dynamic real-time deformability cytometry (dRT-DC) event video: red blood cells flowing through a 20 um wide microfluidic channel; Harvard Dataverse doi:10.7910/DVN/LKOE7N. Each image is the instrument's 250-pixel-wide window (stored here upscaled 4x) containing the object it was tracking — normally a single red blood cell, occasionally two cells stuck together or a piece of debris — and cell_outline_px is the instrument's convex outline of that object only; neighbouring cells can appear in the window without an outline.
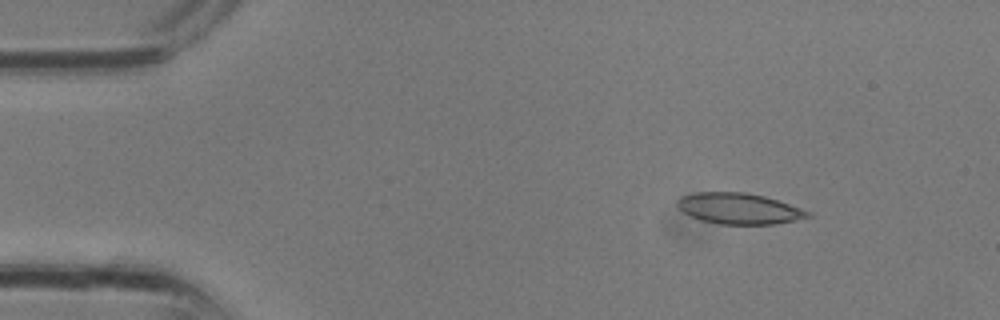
{"species": "common noctule bat (a hibernating species)", "species_latin": "Nyctalus noctula", "temperature_condition": "room temperature", "stored_images_in_passage": 17, "camera_frame_rate_fps": 3000, "um_per_image_px": 0.085, "animal": {"sex": "male", "body_mass_g": 13.3}, "frame": {"image": 1, "passage_image": 2, "time_ms": 0.333, "image_size_px": [1000, 320], "cell_outline_px": [[812, 216], [796, 220], [772, 224], [720, 224], [700, 220], [684, 212], [676, 204], [676, 200], [680, 196], [696, 192], [748, 192], [764, 196], [812, 212]], "centroid_in_image_um": [62.8, 17.72], "position_along_channel_um": 22.2, "area_um2": 23.47}}
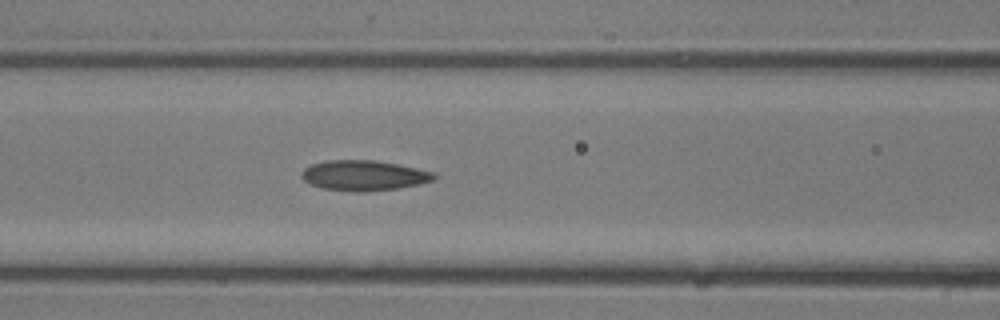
{"frame": {"image": 2, "passage_image": 11, "time_ms": 3.333, "image_size_px": [1000, 320], "cell_outline_px": [[436, 176], [432, 180], [416, 184], [396, 188], [364, 192], [356, 192], [320, 188], [308, 184], [300, 176], [300, 172], [304, 168], [312, 164], [328, 160], [372, 160], [396, 164], [436, 172]], "centroid_in_image_um": [30.86, 14.92], "position_along_channel_um": 135.7, "area_um2": 23.29}}
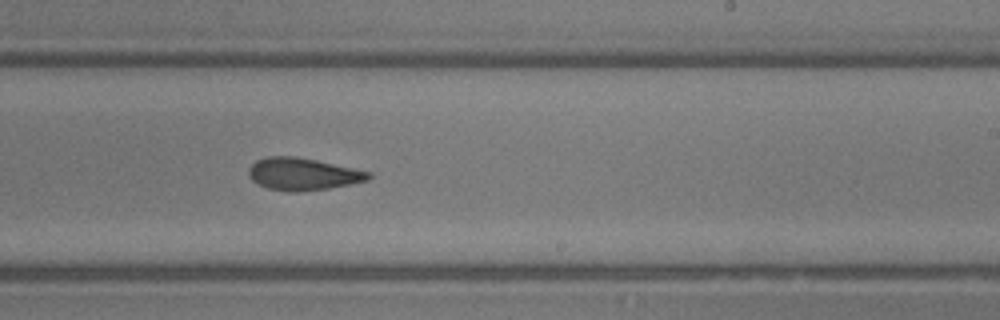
{"frame": {"image": 3, "passage_image": 17, "time_ms": 5.333, "image_size_px": [1000, 320], "cell_outline_px": [[372, 176], [368, 180], [328, 188], [300, 192], [288, 192], [268, 188], [252, 180], [248, 176], [248, 168], [256, 160], [268, 156], [296, 156], [316, 160], [372, 172]], "centroid_in_image_um": [25.73, 14.79], "position_along_channel_um": 263.3, "area_um2": 22.54}}